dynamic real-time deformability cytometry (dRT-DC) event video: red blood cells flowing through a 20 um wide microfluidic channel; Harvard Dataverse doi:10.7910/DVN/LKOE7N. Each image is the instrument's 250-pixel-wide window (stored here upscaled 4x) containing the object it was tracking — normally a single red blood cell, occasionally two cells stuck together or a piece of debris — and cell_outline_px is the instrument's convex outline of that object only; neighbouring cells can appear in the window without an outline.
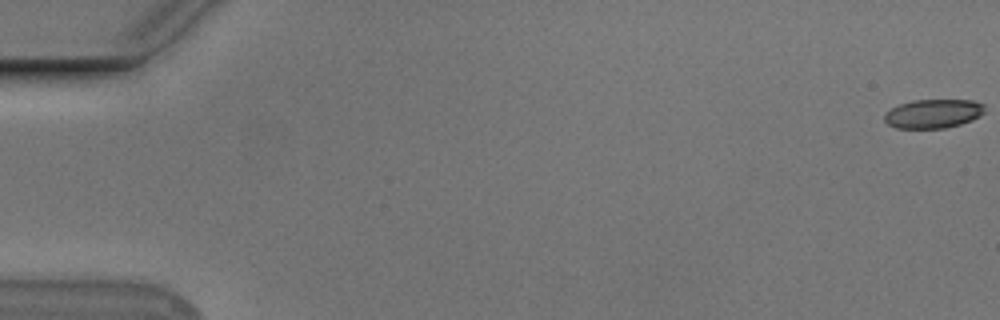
{"species": "Egyptian fruit bat (a non-hibernating species)", "species_latin": "Rousettus aegyptiacus", "temperature_condition": "cold", "stored_images_in_passage": 19, "camera_frame_rate_fps": 3000, "um_per_image_px": 0.085, "animal": {"sex": "male"}, "frame": {"image": 1, "passage_image": 1, "time_ms": 0.0, "image_size_px": [1000, 320], "cell_outline_px": [[984, 112], [980, 116], [972, 120], [960, 124], [944, 128], [896, 128], [888, 124], [884, 120], [884, 112], [900, 104], [912, 100], [972, 100], [984, 104]], "centroid_in_image_um": [79.31, 9.66], "position_along_channel_um": 5.7, "area_um2": 16.94}}
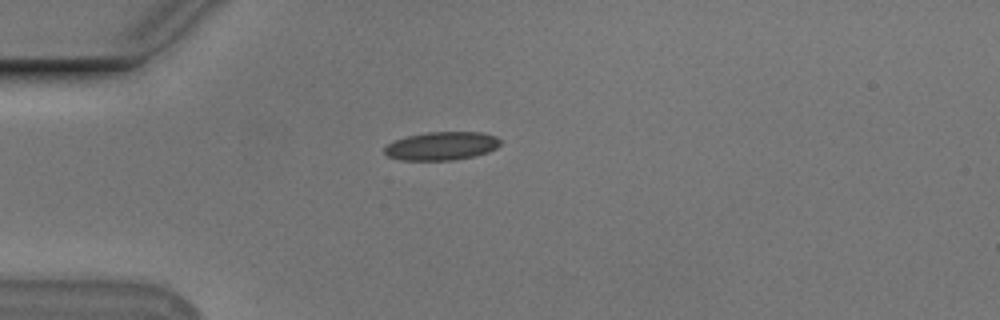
{"frame": {"image": 2, "passage_image": 16, "time_ms": 5.0, "image_size_px": [1000, 320], "cell_outline_px": [[500, 144], [496, 148], [488, 152], [456, 160], [400, 160], [388, 156], [384, 152], [384, 148], [388, 144], [396, 140], [408, 136], [428, 132], [484, 132], [496, 136], [500, 140]], "centroid_in_image_um": [37.55, 12.4], "position_along_channel_um": 47.4, "area_um2": 19.07}}